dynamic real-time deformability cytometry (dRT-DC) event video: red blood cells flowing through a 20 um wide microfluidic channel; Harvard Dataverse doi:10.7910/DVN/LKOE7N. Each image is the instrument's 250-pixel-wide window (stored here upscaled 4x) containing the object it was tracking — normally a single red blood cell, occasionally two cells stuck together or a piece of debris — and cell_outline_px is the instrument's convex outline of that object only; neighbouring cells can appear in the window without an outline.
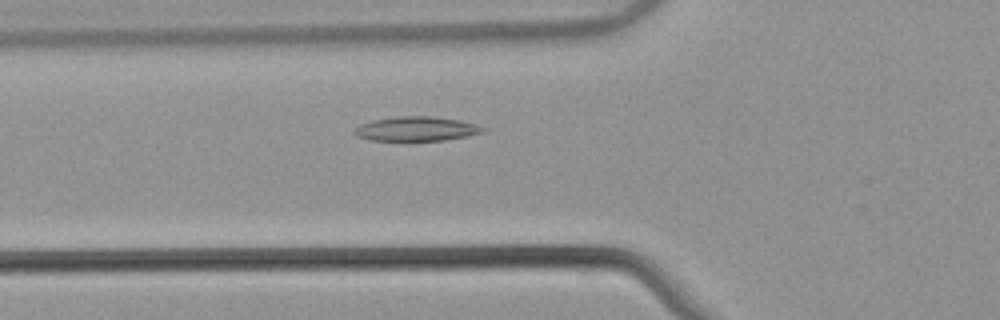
{"species": "common noctule bat (a hibernating species)", "species_latin": "Nyctalus noctula", "temperature_condition": "warm", "stored_images_in_passage": 43, "camera_frame_rate_fps": 3000, "um_per_image_px": 0.085, "animal": {"sex": "male", "body_mass_g": 21.5, "forearm_length_mm": 52.0}, "frame": {"image": 1, "passage_image": 9, "time_ms": 2.667, "image_size_px": [1000, 320], "cell_outline_px": [[484, 132], [468, 136], [444, 140], [368, 140], [356, 136], [352, 132], [360, 124], [372, 120], [396, 116], [432, 116], [460, 120], [476, 124], [484, 128]], "centroid_in_image_um": [35.37, 10.94], "position_along_channel_um": 90.4, "area_um2": 18.26}}
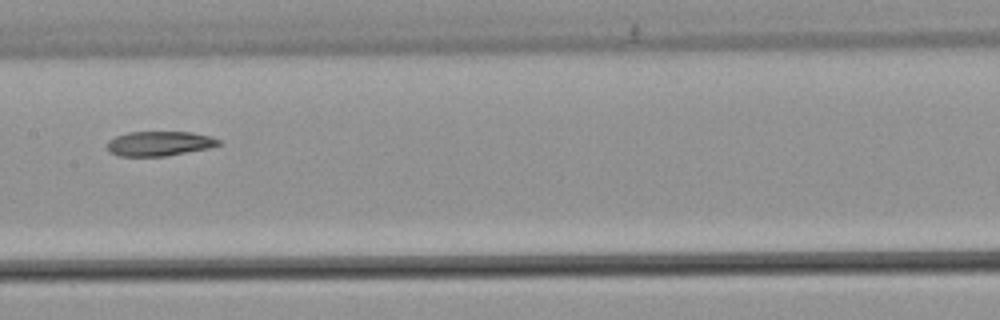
{"frame": {"image": 2, "passage_image": 17, "time_ms": 5.333, "image_size_px": [1000, 320], "cell_outline_px": [[220, 144], [208, 148], [164, 156], [120, 156], [108, 152], [108, 140], [116, 136], [128, 132], [192, 132], [212, 136], [220, 140]], "centroid_in_image_um": [13.53, 12.19], "position_along_channel_um": 193.9, "area_um2": 15.95}}
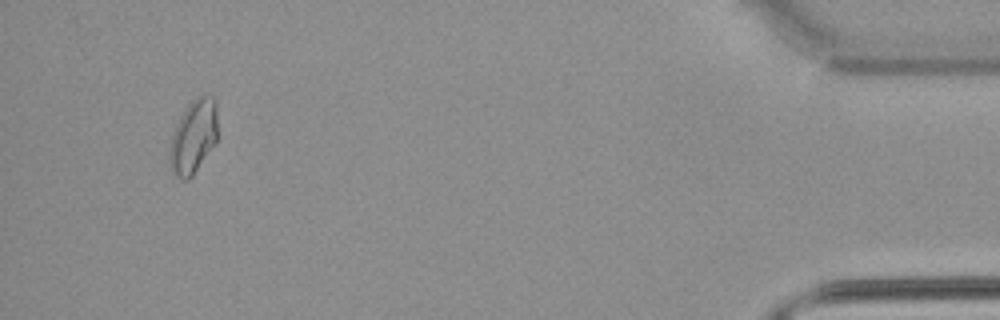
{"frame": {"image": 3, "passage_image": 40, "time_ms": 13.0, "image_size_px": [1000, 320], "cell_outline_px": [[216, 144], [192, 176], [188, 180], [184, 180], [176, 176], [172, 172], [168, 164], [168, 152], [172, 136], [176, 124], [180, 116], [188, 104], [196, 96], [216, 96]], "centroid_in_image_um": [16.42, 11.64], "position_along_channel_um": 418.8, "area_um2": 20.87}, "authors_computed_cell_mechanics": {"area_um2": 17.2244, "velocity_mm_per_s": 3.8696, "shape_relaxation_time_tau1_ms": null, "shape_relaxation_time_tau2_ms": 5.9332, "deformation_change_tau1": null, "deformation_change_tau2": 0.1103}}